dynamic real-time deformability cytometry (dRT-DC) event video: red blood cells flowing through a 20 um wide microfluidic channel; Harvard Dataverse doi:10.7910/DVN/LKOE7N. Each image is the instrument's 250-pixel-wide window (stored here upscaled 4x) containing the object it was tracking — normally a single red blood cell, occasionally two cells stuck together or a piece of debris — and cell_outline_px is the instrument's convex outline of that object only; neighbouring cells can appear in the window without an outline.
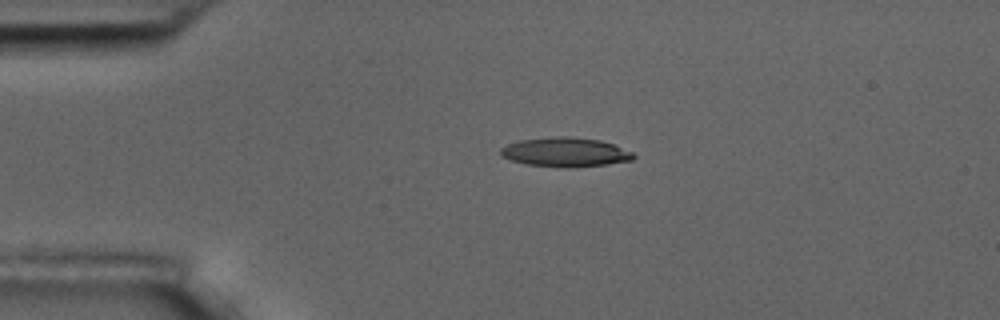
{"species": "common noctule bat (a hibernating species)", "species_latin": "Nyctalus noctula", "temperature_condition": "room temperature", "stored_images_in_passage": 2, "camera_frame_rate_fps": 3000, "um_per_image_px": 0.085, "animal": {"sex": "male", "body_mass_g": 17.5, "forearm_length_mm": 52.3}, "frame": {"image": 1, "passage_image": 1, "time_ms": 0.0, "image_size_px": [1000, 320], "cell_outline_px": [[636, 156], [632, 160], [608, 164], [528, 164], [512, 160], [500, 156], [500, 148], [508, 144], [520, 140], [552, 136], [568, 136], [600, 140], [612, 144], [632, 152]], "centroid_in_image_um": [48.03, 12.87], "position_along_channel_um": 37.0, "area_um2": 21.44}}